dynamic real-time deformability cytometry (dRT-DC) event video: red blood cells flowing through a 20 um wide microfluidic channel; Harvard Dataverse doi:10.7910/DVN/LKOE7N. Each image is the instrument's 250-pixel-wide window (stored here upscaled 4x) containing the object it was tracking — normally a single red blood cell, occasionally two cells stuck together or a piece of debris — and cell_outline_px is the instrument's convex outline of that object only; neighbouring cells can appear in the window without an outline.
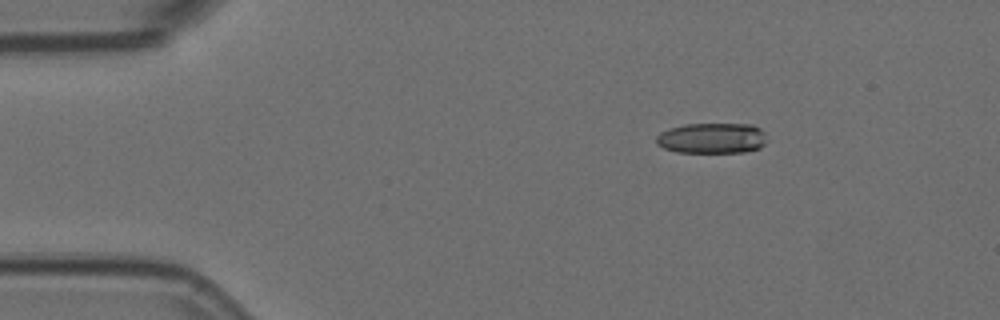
{"species": "Egyptian fruit bat (a non-hibernating species)", "species_latin": "Rousettus aegyptiacus", "temperature_condition": "room temperature", "stored_images_in_passage": 3, "camera_frame_rate_fps": 3000, "um_per_image_px": 0.085, "animal": {"sex": "female"}, "frame": {"image": 1, "passage_image": 1, "time_ms": 0.0, "image_size_px": [1000, 320], "cell_outline_px": [[768, 140], [760, 148], [744, 152], [676, 152], [664, 148], [656, 144], [656, 136], [660, 132], [668, 128], [684, 124], [752, 124], [760, 128], [764, 132]], "centroid_in_image_um": [60.52, 11.74], "position_along_channel_um": 24.5, "area_um2": 19.94}}